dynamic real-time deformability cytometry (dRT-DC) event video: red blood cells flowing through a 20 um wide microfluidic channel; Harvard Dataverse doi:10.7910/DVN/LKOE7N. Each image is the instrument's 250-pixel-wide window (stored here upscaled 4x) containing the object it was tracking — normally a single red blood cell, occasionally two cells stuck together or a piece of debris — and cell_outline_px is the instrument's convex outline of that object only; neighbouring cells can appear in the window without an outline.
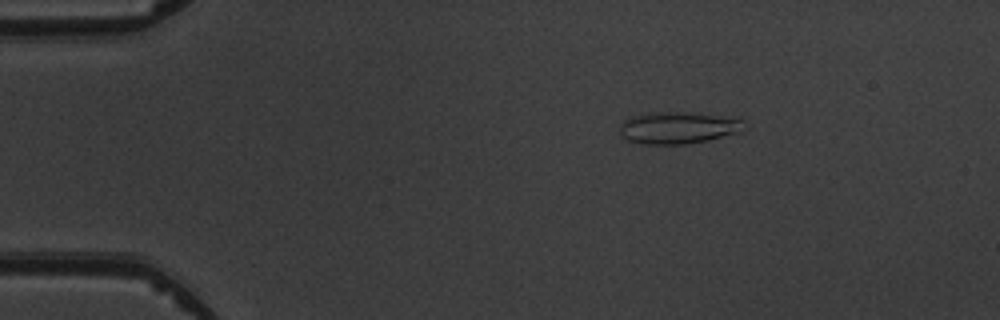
{"species": "common noctule bat (a hibernating species)", "species_latin": "Nyctalus noctula", "temperature_condition": "warm", "stored_images_in_passage": 3, "camera_frame_rate_fps": 3000, "um_per_image_px": 0.085, "animal": {"sex": "male", "body_mass_g": 19.5, "forearm_length_mm": 54.6}, "frame": {"image": 1, "passage_image": 1, "time_ms": 0.0, "image_size_px": [1000, 320], "cell_outline_px": [[744, 120], [740, 132], [708, 140], [684, 144], [644, 144], [628, 140], [620, 136], [620, 124], [624, 120], [632, 116], [664, 112], [680, 112]], "centroid_in_image_um": [57.56, 10.88], "position_along_channel_um": 27.4, "area_um2": 22.43}}